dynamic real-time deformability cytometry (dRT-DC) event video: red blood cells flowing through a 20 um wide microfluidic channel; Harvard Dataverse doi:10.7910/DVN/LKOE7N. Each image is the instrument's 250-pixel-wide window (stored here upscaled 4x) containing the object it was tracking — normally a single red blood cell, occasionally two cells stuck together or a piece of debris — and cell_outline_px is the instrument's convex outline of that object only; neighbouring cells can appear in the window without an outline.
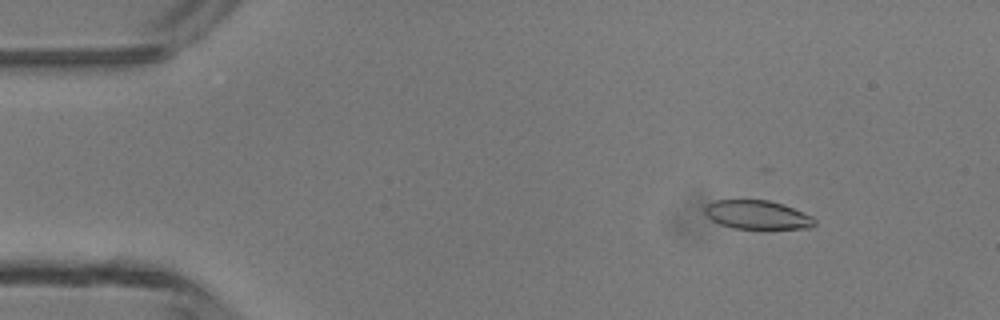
{"species": "common noctule bat (a hibernating species)", "species_latin": "Nyctalus noctula", "temperature_condition": "room temperature", "stored_images_in_passage": 5, "camera_frame_rate_fps": 3000, "um_per_image_px": 0.085, "animal": {"sex": "male", "body_mass_g": 13.3}, "frame": {"image": 1, "passage_image": 2, "time_ms": 1.333, "image_size_px": [1000, 320], "cell_outline_px": [[816, 224], [812, 228], [732, 228], [720, 224], [712, 220], [704, 212], [704, 208], [708, 204], [716, 200], [768, 200], [784, 204], [812, 216], [816, 220]], "centroid_in_image_um": [64.39, 18.25], "position_along_channel_um": 20.6, "area_um2": 18.32}}
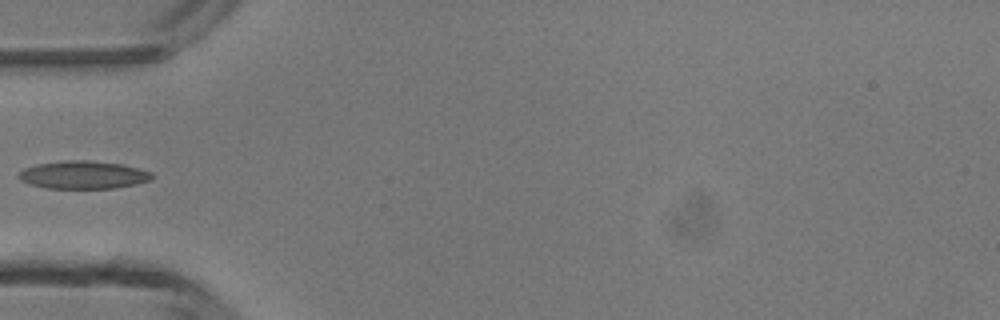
{"frame": {"image": 2, "passage_image": 5, "time_ms": 4.667, "image_size_px": [1000, 320], "cell_outline_px": [[156, 176], [152, 180], [136, 184], [112, 188], [44, 188], [20, 180], [16, 176], [24, 168], [40, 164], [68, 160], [84, 160], [124, 164], [152, 172]], "centroid_in_image_um": [7.13, 14.86], "position_along_channel_um": 77.9, "area_um2": 21.62}}